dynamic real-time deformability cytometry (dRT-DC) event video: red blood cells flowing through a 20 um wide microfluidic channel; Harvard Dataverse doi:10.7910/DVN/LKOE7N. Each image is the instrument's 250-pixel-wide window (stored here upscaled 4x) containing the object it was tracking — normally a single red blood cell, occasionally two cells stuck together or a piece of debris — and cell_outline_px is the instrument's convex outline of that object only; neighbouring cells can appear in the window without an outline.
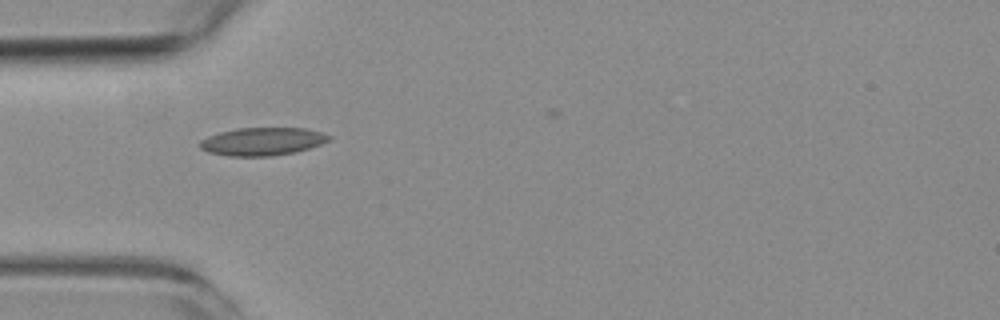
{"species": "common noctule bat (a hibernating species)", "species_latin": "Nyctalus noctula", "temperature_condition": "room temperature", "stored_images_in_passage": 8, "camera_frame_rate_fps": 3000, "um_per_image_px": 0.085, "animal": {"sex": "female", "body_mass_g": 19.3, "forearm_length_mm": 54.1}, "frame": {"image": 1, "passage_image": 2, "time_ms": 1.333, "image_size_px": [1000, 320], "cell_outline_px": [[332, 136], [328, 140], [320, 144], [296, 152], [272, 156], [228, 156], [208, 152], [200, 148], [200, 140], [208, 136], [220, 132], [236, 128], [308, 128]], "centroid_in_image_um": [22.29, 12.02], "position_along_channel_um": 62.7, "area_um2": 20.98}}
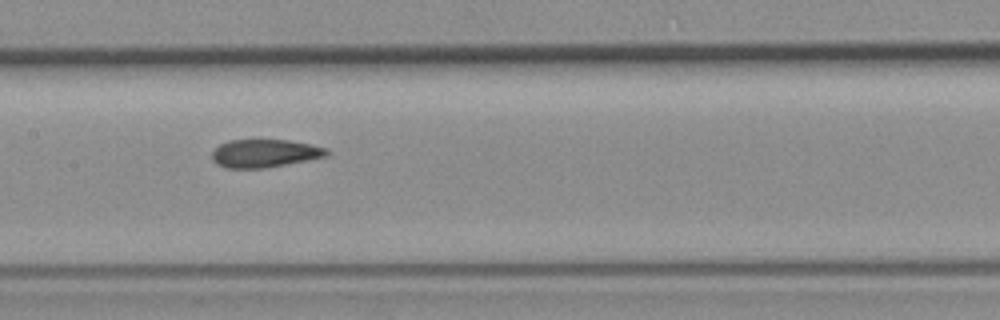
{"frame": {"image": 2, "passage_image": 5, "time_ms": 4.667, "image_size_px": [1000, 320], "cell_outline_px": [[332, 152], [328, 156], [264, 168], [224, 168], [216, 164], [212, 160], [212, 152], [220, 144], [228, 140], [288, 140], [312, 144], [328, 148]], "centroid_in_image_um": [22.52, 13.03], "position_along_channel_um": 184.9, "area_um2": 18.9}}
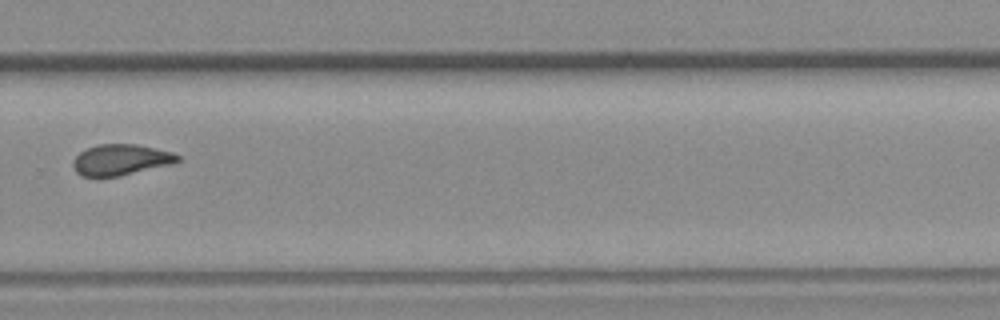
{"frame": {"image": 3, "passage_image": 8, "time_ms": 8.333, "image_size_px": [1000, 320], "cell_outline_px": [[180, 160], [172, 164], [120, 176], [96, 180], [80, 176], [76, 172], [72, 164], [72, 160], [80, 152], [88, 148], [100, 144], [136, 144], [172, 152], [180, 156]], "centroid_in_image_um": [10.21, 13.63], "position_along_channel_um": 319.6, "area_um2": 19.36}}